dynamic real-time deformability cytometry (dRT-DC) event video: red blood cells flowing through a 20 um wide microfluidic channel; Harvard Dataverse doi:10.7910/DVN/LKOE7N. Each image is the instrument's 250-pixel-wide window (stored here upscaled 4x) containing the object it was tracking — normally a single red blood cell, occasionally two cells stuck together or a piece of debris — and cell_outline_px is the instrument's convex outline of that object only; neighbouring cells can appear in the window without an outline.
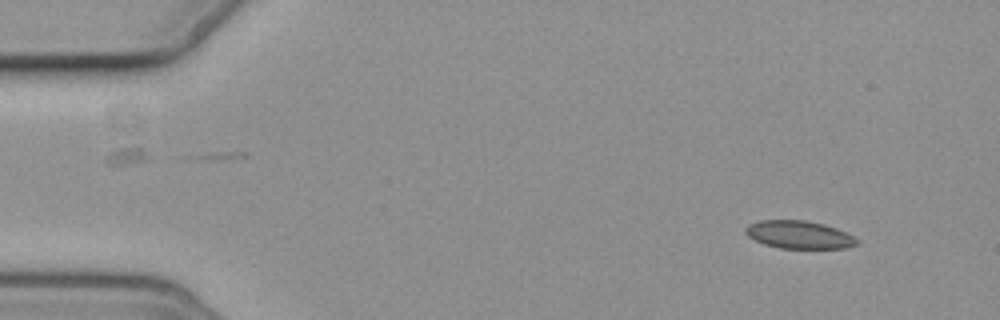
{"species": "common noctule bat (a hibernating species)", "species_latin": "Nyctalus noctula", "temperature_condition": "cold", "stored_images_in_passage": 6, "camera_frame_rate_fps": 3000, "um_per_image_px": 0.085, "animal": {"sex": "female", "body_mass_g": 19.3, "forearm_length_mm": 54.1}, "frame": {"image": 1, "passage_image": 1, "time_ms": 0.0, "image_size_px": [1000, 320], "cell_outline_px": [[860, 244], [848, 248], [780, 248], [764, 244], [748, 236], [744, 232], [744, 228], [748, 224], [760, 220], [804, 220], [824, 224], [836, 228], [860, 240]], "centroid_in_image_um": [67.93, 19.95], "position_along_channel_um": 17.1, "area_um2": 18.15}}
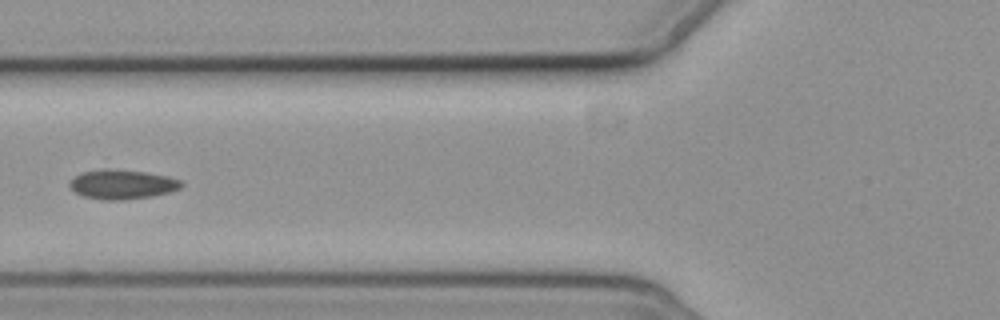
{"frame": {"image": 2, "passage_image": 5, "time_ms": 5.667, "image_size_px": [1000, 320], "cell_outline_px": [[184, 184], [180, 188], [168, 192], [152, 196], [120, 200], [104, 200], [84, 196], [76, 192], [68, 184], [76, 176], [84, 172], [104, 168], [108, 168], [144, 172], [168, 176], [180, 180]], "centroid_in_image_um": [10.4, 15.66], "position_along_channel_um": 115.4, "area_um2": 18.9}}
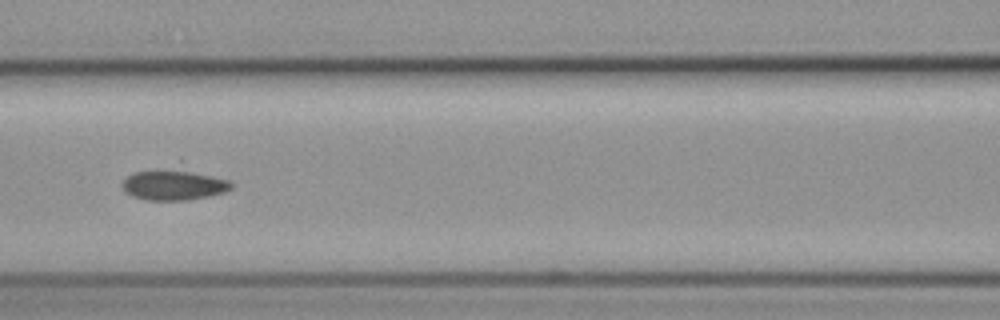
{"frame": {"image": 3, "passage_image": 6, "time_ms": 6.667, "image_size_px": [1000, 320], "cell_outline_px": [[232, 188], [224, 192], [208, 196], [188, 200], [148, 200], [132, 196], [124, 192], [120, 184], [128, 176], [136, 172], [180, 160], [228, 180], [232, 184]], "centroid_in_image_um": [14.82, 15.55], "position_along_channel_um": 151.8, "area_um2": 21.91}}